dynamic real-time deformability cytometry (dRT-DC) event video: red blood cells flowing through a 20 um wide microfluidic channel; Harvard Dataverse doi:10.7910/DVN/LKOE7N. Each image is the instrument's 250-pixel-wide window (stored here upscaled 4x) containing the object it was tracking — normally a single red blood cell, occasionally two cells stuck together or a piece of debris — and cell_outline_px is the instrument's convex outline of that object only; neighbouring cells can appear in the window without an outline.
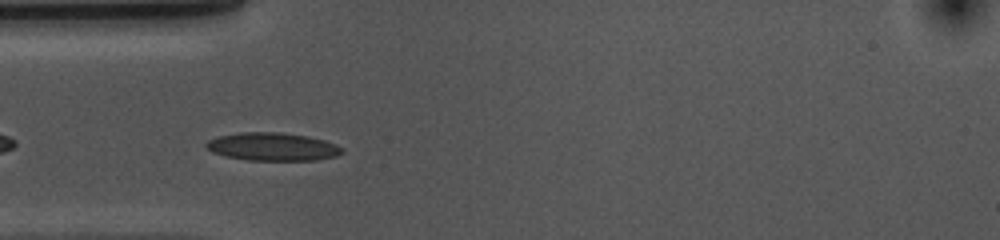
{"species": "common noctule bat (a hibernating species)", "species_latin": "Nyctalus noctula", "temperature_condition": "cold", "stored_images_in_passage": 39, "camera_frame_rate_fps": 3000, "um_per_image_px": 0.085, "animal": {"sex": "female", "body_mass_g": 10.0, "forearm_length_mm": 53.1}, "frame": {"image": 1, "passage_image": 3, "time_ms": 0.667, "image_size_px": [1000, 240], "cell_outline_px": [[344, 152], [336, 156], [320, 160], [248, 160], [224, 156], [212, 152], [204, 144], [208, 140], [216, 136], [240, 132], [280, 132], [308, 136], [324, 140], [336, 144], [344, 148]], "centroid_in_image_um": [23.18, 12.47], "position_along_channel_um": 61.8, "area_um2": 22.43}}
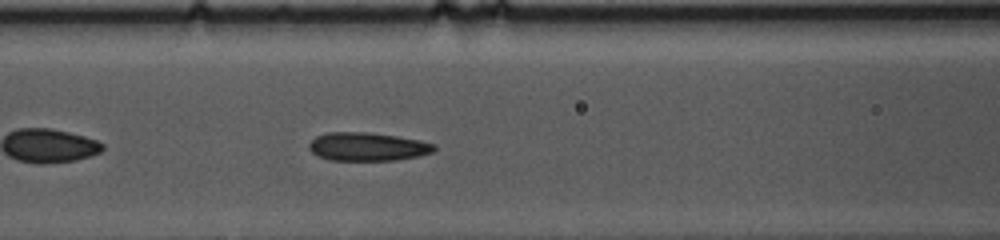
{"frame": {"image": 2, "passage_image": 9, "time_ms": 2.667, "image_size_px": [1000, 240], "cell_outline_px": [[436, 148], [432, 152], [420, 156], [396, 160], [328, 160], [312, 152], [308, 148], [308, 144], [316, 136], [328, 132], [368, 132], [396, 136], [420, 140], [436, 144]], "centroid_in_image_um": [31.25, 12.46], "position_along_channel_um": 135.3, "area_um2": 20.75}}
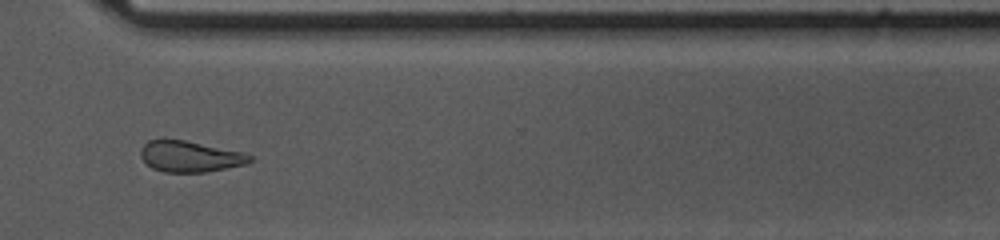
{"frame": {"image": 3, "passage_image": 27, "time_ms": 8.667, "image_size_px": [1000, 240], "cell_outline_px": [[252, 160], [248, 164], [204, 172], [164, 172], [152, 168], [140, 156], [140, 148], [148, 140], [160, 136], [184, 140], [244, 152], [252, 156]], "centroid_in_image_um": [16.11, 13.26], "position_along_channel_um": 354.5, "area_um2": 20.17}, "authors_computed_cell_mechanics": {"area_um2": 20.9814, "velocity_mm_per_s": 3.6577, "shape_relaxation_time_tau1_ms": 5.4666, "shape_relaxation_time_tau2_ms": 2.7864, "deformation_change_tau1": 0.1144, "deformation_change_tau2": 0.0914}}